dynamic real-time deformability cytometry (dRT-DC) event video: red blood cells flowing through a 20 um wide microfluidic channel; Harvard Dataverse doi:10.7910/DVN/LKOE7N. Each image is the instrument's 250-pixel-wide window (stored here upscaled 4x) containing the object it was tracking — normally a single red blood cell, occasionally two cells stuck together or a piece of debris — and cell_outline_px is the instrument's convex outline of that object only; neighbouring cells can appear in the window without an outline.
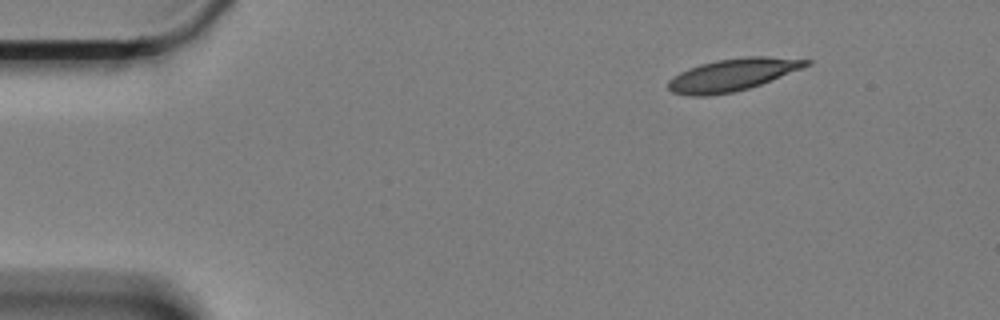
{"species": "Egyptian fruit bat (a non-hibernating species)", "species_latin": "Rousettus aegyptiacus", "temperature_condition": "cold", "stored_images_in_passage": 53, "camera_frame_rate_fps": 3000, "um_per_image_px": 0.085, "animal": {"sex": "female"}, "frame": {"image": 1, "passage_image": 1, "time_ms": 0.0, "image_size_px": [1000, 320], "cell_outline_px": [[812, 64], [760, 84], [748, 88], [732, 92], [708, 96], [692, 96], [672, 92], [668, 88], [668, 80], [672, 76], [688, 68], [700, 64], [716, 60], [744, 56], [768, 56], [812, 60]], "centroid_in_image_um": [62.24, 6.34], "position_along_channel_um": 22.8, "area_um2": 25.89}}
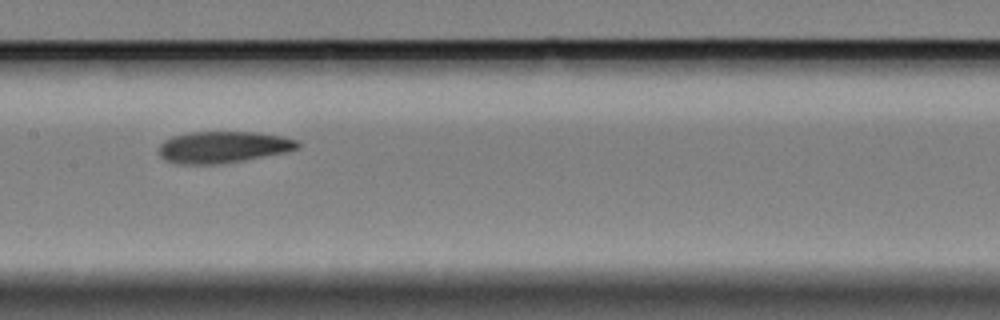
{"frame": {"image": 2, "passage_image": 23, "time_ms": 7.333, "image_size_px": [1000, 320], "cell_outline_px": [[300, 144], [296, 148], [288, 152], [244, 160], [220, 164], [180, 164], [164, 160], [160, 156], [156, 148], [164, 140], [172, 136], [188, 132], [256, 132], [280, 136], [300, 140]], "centroid_in_image_um": [18.93, 12.5], "position_along_channel_um": 188.5, "area_um2": 25.84}}
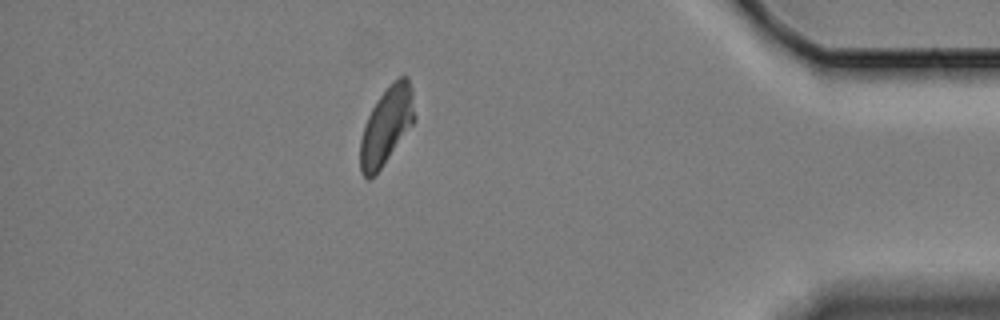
{"frame": {"image": 3, "passage_image": 46, "time_ms": 15.0, "image_size_px": [1000, 320], "cell_outline_px": [[416, 116], [412, 124], [380, 168], [368, 180], [360, 172], [360, 140], [364, 124], [372, 108], [380, 96], [400, 76], [408, 76], [412, 88]], "centroid_in_image_um": [32.85, 10.67], "position_along_channel_um": 402.4, "area_um2": 23.93}, "authors_computed_cell_mechanics": {"area_um2": 25.6054, "velocity_mm_per_s": 3.307, "shape_relaxation_time_tau1_ms": null, "shape_relaxation_time_tau2_ms": 7.1845, "deformation_change_tau1": null, "deformation_change_tau2": 0.1554}}